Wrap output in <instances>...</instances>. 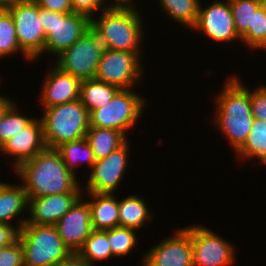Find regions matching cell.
<instances>
[{
  "label": "cell",
  "mask_w": 266,
  "mask_h": 266,
  "mask_svg": "<svg viewBox=\"0 0 266 266\" xmlns=\"http://www.w3.org/2000/svg\"><path fill=\"white\" fill-rule=\"evenodd\" d=\"M40 8L58 13H72L70 0H34Z\"/></svg>",
  "instance_id": "cell-37"
},
{
  "label": "cell",
  "mask_w": 266,
  "mask_h": 266,
  "mask_svg": "<svg viewBox=\"0 0 266 266\" xmlns=\"http://www.w3.org/2000/svg\"><path fill=\"white\" fill-rule=\"evenodd\" d=\"M24 266H54L71 251L54 225L24 224L19 231Z\"/></svg>",
  "instance_id": "cell-5"
},
{
  "label": "cell",
  "mask_w": 266,
  "mask_h": 266,
  "mask_svg": "<svg viewBox=\"0 0 266 266\" xmlns=\"http://www.w3.org/2000/svg\"><path fill=\"white\" fill-rule=\"evenodd\" d=\"M22 53L24 59H31L20 49L17 42L13 16L8 9H0V58Z\"/></svg>",
  "instance_id": "cell-28"
},
{
  "label": "cell",
  "mask_w": 266,
  "mask_h": 266,
  "mask_svg": "<svg viewBox=\"0 0 266 266\" xmlns=\"http://www.w3.org/2000/svg\"><path fill=\"white\" fill-rule=\"evenodd\" d=\"M25 0H0V9H8L9 7Z\"/></svg>",
  "instance_id": "cell-41"
},
{
  "label": "cell",
  "mask_w": 266,
  "mask_h": 266,
  "mask_svg": "<svg viewBox=\"0 0 266 266\" xmlns=\"http://www.w3.org/2000/svg\"><path fill=\"white\" fill-rule=\"evenodd\" d=\"M234 153L241 161L254 157L262 163L266 159V121L255 119L245 143Z\"/></svg>",
  "instance_id": "cell-25"
},
{
  "label": "cell",
  "mask_w": 266,
  "mask_h": 266,
  "mask_svg": "<svg viewBox=\"0 0 266 266\" xmlns=\"http://www.w3.org/2000/svg\"><path fill=\"white\" fill-rule=\"evenodd\" d=\"M141 55L143 53L105 49L95 79L119 89H133L143 77Z\"/></svg>",
  "instance_id": "cell-10"
},
{
  "label": "cell",
  "mask_w": 266,
  "mask_h": 266,
  "mask_svg": "<svg viewBox=\"0 0 266 266\" xmlns=\"http://www.w3.org/2000/svg\"><path fill=\"white\" fill-rule=\"evenodd\" d=\"M83 196L54 225L63 244L72 253H77L93 231L90 207Z\"/></svg>",
  "instance_id": "cell-15"
},
{
  "label": "cell",
  "mask_w": 266,
  "mask_h": 266,
  "mask_svg": "<svg viewBox=\"0 0 266 266\" xmlns=\"http://www.w3.org/2000/svg\"><path fill=\"white\" fill-rule=\"evenodd\" d=\"M120 89L104 81L93 79L82 80L80 84L79 100L89 113L110 102Z\"/></svg>",
  "instance_id": "cell-23"
},
{
  "label": "cell",
  "mask_w": 266,
  "mask_h": 266,
  "mask_svg": "<svg viewBox=\"0 0 266 266\" xmlns=\"http://www.w3.org/2000/svg\"><path fill=\"white\" fill-rule=\"evenodd\" d=\"M146 201L136 195H127L119 200V226L142 229L146 223L152 220Z\"/></svg>",
  "instance_id": "cell-22"
},
{
  "label": "cell",
  "mask_w": 266,
  "mask_h": 266,
  "mask_svg": "<svg viewBox=\"0 0 266 266\" xmlns=\"http://www.w3.org/2000/svg\"><path fill=\"white\" fill-rule=\"evenodd\" d=\"M46 148L43 137V125L37 117L24 129L11 137L0 148L3 155L14 157L12 170H15L21 163L32 159L36 154Z\"/></svg>",
  "instance_id": "cell-16"
},
{
  "label": "cell",
  "mask_w": 266,
  "mask_h": 266,
  "mask_svg": "<svg viewBox=\"0 0 266 266\" xmlns=\"http://www.w3.org/2000/svg\"><path fill=\"white\" fill-rule=\"evenodd\" d=\"M145 252L140 266H193L191 226L177 229Z\"/></svg>",
  "instance_id": "cell-13"
},
{
  "label": "cell",
  "mask_w": 266,
  "mask_h": 266,
  "mask_svg": "<svg viewBox=\"0 0 266 266\" xmlns=\"http://www.w3.org/2000/svg\"><path fill=\"white\" fill-rule=\"evenodd\" d=\"M84 193L52 194L28 198V214L25 224L55 225Z\"/></svg>",
  "instance_id": "cell-18"
},
{
  "label": "cell",
  "mask_w": 266,
  "mask_h": 266,
  "mask_svg": "<svg viewBox=\"0 0 266 266\" xmlns=\"http://www.w3.org/2000/svg\"><path fill=\"white\" fill-rule=\"evenodd\" d=\"M99 17V18H95ZM91 19V29L105 49L143 53V20L137 9L107 8ZM143 24V25H142ZM142 51V52H141Z\"/></svg>",
  "instance_id": "cell-3"
},
{
  "label": "cell",
  "mask_w": 266,
  "mask_h": 266,
  "mask_svg": "<svg viewBox=\"0 0 266 266\" xmlns=\"http://www.w3.org/2000/svg\"><path fill=\"white\" fill-rule=\"evenodd\" d=\"M70 4L73 12L88 16L90 19L108 8L103 0H70Z\"/></svg>",
  "instance_id": "cell-34"
},
{
  "label": "cell",
  "mask_w": 266,
  "mask_h": 266,
  "mask_svg": "<svg viewBox=\"0 0 266 266\" xmlns=\"http://www.w3.org/2000/svg\"><path fill=\"white\" fill-rule=\"evenodd\" d=\"M146 98L130 89H120L110 102L89 113V126L115 129L126 136L142 117Z\"/></svg>",
  "instance_id": "cell-6"
},
{
  "label": "cell",
  "mask_w": 266,
  "mask_h": 266,
  "mask_svg": "<svg viewBox=\"0 0 266 266\" xmlns=\"http://www.w3.org/2000/svg\"><path fill=\"white\" fill-rule=\"evenodd\" d=\"M13 171L22 181L28 198L83 193L77 177L66 167L56 149L46 147Z\"/></svg>",
  "instance_id": "cell-1"
},
{
  "label": "cell",
  "mask_w": 266,
  "mask_h": 266,
  "mask_svg": "<svg viewBox=\"0 0 266 266\" xmlns=\"http://www.w3.org/2000/svg\"><path fill=\"white\" fill-rule=\"evenodd\" d=\"M42 84L41 105L42 108L53 107L79 99L81 80L71 74L62 71L56 65L47 71Z\"/></svg>",
  "instance_id": "cell-17"
},
{
  "label": "cell",
  "mask_w": 266,
  "mask_h": 266,
  "mask_svg": "<svg viewBox=\"0 0 266 266\" xmlns=\"http://www.w3.org/2000/svg\"><path fill=\"white\" fill-rule=\"evenodd\" d=\"M137 230L127 227L108 229V244L114 257L127 256L138 245Z\"/></svg>",
  "instance_id": "cell-29"
},
{
  "label": "cell",
  "mask_w": 266,
  "mask_h": 266,
  "mask_svg": "<svg viewBox=\"0 0 266 266\" xmlns=\"http://www.w3.org/2000/svg\"><path fill=\"white\" fill-rule=\"evenodd\" d=\"M106 7L108 8H130V9H138L135 6L134 0H103ZM110 1L111 3H109ZM113 1V2H112ZM109 3V4H107Z\"/></svg>",
  "instance_id": "cell-39"
},
{
  "label": "cell",
  "mask_w": 266,
  "mask_h": 266,
  "mask_svg": "<svg viewBox=\"0 0 266 266\" xmlns=\"http://www.w3.org/2000/svg\"><path fill=\"white\" fill-rule=\"evenodd\" d=\"M129 142L128 139L107 157L95 161L90 170L91 173L87 175L86 189L82 188V191L114 194L123 181L125 170L128 169Z\"/></svg>",
  "instance_id": "cell-12"
},
{
  "label": "cell",
  "mask_w": 266,
  "mask_h": 266,
  "mask_svg": "<svg viewBox=\"0 0 266 266\" xmlns=\"http://www.w3.org/2000/svg\"><path fill=\"white\" fill-rule=\"evenodd\" d=\"M27 222V217H19L17 225H9L0 223V246H9L16 242L19 238V231Z\"/></svg>",
  "instance_id": "cell-36"
},
{
  "label": "cell",
  "mask_w": 266,
  "mask_h": 266,
  "mask_svg": "<svg viewBox=\"0 0 266 266\" xmlns=\"http://www.w3.org/2000/svg\"><path fill=\"white\" fill-rule=\"evenodd\" d=\"M43 110L40 119L47 148L56 149L63 143L85 137L89 128V111L79 99Z\"/></svg>",
  "instance_id": "cell-4"
},
{
  "label": "cell",
  "mask_w": 266,
  "mask_h": 266,
  "mask_svg": "<svg viewBox=\"0 0 266 266\" xmlns=\"http://www.w3.org/2000/svg\"><path fill=\"white\" fill-rule=\"evenodd\" d=\"M4 246H0V252L3 250Z\"/></svg>",
  "instance_id": "cell-44"
},
{
  "label": "cell",
  "mask_w": 266,
  "mask_h": 266,
  "mask_svg": "<svg viewBox=\"0 0 266 266\" xmlns=\"http://www.w3.org/2000/svg\"><path fill=\"white\" fill-rule=\"evenodd\" d=\"M261 1V6L265 9L266 11V0H260Z\"/></svg>",
  "instance_id": "cell-42"
},
{
  "label": "cell",
  "mask_w": 266,
  "mask_h": 266,
  "mask_svg": "<svg viewBox=\"0 0 266 266\" xmlns=\"http://www.w3.org/2000/svg\"><path fill=\"white\" fill-rule=\"evenodd\" d=\"M93 230H108L119 226V200L114 194L87 192Z\"/></svg>",
  "instance_id": "cell-19"
},
{
  "label": "cell",
  "mask_w": 266,
  "mask_h": 266,
  "mask_svg": "<svg viewBox=\"0 0 266 266\" xmlns=\"http://www.w3.org/2000/svg\"><path fill=\"white\" fill-rule=\"evenodd\" d=\"M18 185L0 181V223L13 225V219L28 212L27 192L22 184Z\"/></svg>",
  "instance_id": "cell-20"
},
{
  "label": "cell",
  "mask_w": 266,
  "mask_h": 266,
  "mask_svg": "<svg viewBox=\"0 0 266 266\" xmlns=\"http://www.w3.org/2000/svg\"><path fill=\"white\" fill-rule=\"evenodd\" d=\"M233 75L225 80L215 98L213 123L236 152L245 143L255 119L251 108V90L244 86L236 74Z\"/></svg>",
  "instance_id": "cell-2"
},
{
  "label": "cell",
  "mask_w": 266,
  "mask_h": 266,
  "mask_svg": "<svg viewBox=\"0 0 266 266\" xmlns=\"http://www.w3.org/2000/svg\"><path fill=\"white\" fill-rule=\"evenodd\" d=\"M261 164H265V166H266V159Z\"/></svg>",
  "instance_id": "cell-43"
},
{
  "label": "cell",
  "mask_w": 266,
  "mask_h": 266,
  "mask_svg": "<svg viewBox=\"0 0 266 266\" xmlns=\"http://www.w3.org/2000/svg\"><path fill=\"white\" fill-rule=\"evenodd\" d=\"M77 254L89 266L96 265L94 262L112 258L113 254L108 244V230H93Z\"/></svg>",
  "instance_id": "cell-26"
},
{
  "label": "cell",
  "mask_w": 266,
  "mask_h": 266,
  "mask_svg": "<svg viewBox=\"0 0 266 266\" xmlns=\"http://www.w3.org/2000/svg\"><path fill=\"white\" fill-rule=\"evenodd\" d=\"M46 34L44 53L57 57L91 29V19L79 13H58L39 7Z\"/></svg>",
  "instance_id": "cell-7"
},
{
  "label": "cell",
  "mask_w": 266,
  "mask_h": 266,
  "mask_svg": "<svg viewBox=\"0 0 266 266\" xmlns=\"http://www.w3.org/2000/svg\"><path fill=\"white\" fill-rule=\"evenodd\" d=\"M61 155L62 160L66 167L76 175V167L84 162H87L90 170L95 163L96 158L92 151L91 146L88 144L86 138H82L75 141H70L61 144L56 148ZM80 163V164H79Z\"/></svg>",
  "instance_id": "cell-24"
},
{
  "label": "cell",
  "mask_w": 266,
  "mask_h": 266,
  "mask_svg": "<svg viewBox=\"0 0 266 266\" xmlns=\"http://www.w3.org/2000/svg\"><path fill=\"white\" fill-rule=\"evenodd\" d=\"M85 138L91 146L96 160L107 157L128 140L123 132L92 126H89Z\"/></svg>",
  "instance_id": "cell-21"
},
{
  "label": "cell",
  "mask_w": 266,
  "mask_h": 266,
  "mask_svg": "<svg viewBox=\"0 0 266 266\" xmlns=\"http://www.w3.org/2000/svg\"><path fill=\"white\" fill-rule=\"evenodd\" d=\"M8 10L13 16L20 49L31 61L40 58L44 54L46 34L39 17V5L34 0H25Z\"/></svg>",
  "instance_id": "cell-9"
},
{
  "label": "cell",
  "mask_w": 266,
  "mask_h": 266,
  "mask_svg": "<svg viewBox=\"0 0 266 266\" xmlns=\"http://www.w3.org/2000/svg\"><path fill=\"white\" fill-rule=\"evenodd\" d=\"M201 0H159L161 10L167 13L169 19L191 29L198 17Z\"/></svg>",
  "instance_id": "cell-27"
},
{
  "label": "cell",
  "mask_w": 266,
  "mask_h": 266,
  "mask_svg": "<svg viewBox=\"0 0 266 266\" xmlns=\"http://www.w3.org/2000/svg\"><path fill=\"white\" fill-rule=\"evenodd\" d=\"M251 108L254 119L266 121V86L251 90Z\"/></svg>",
  "instance_id": "cell-35"
},
{
  "label": "cell",
  "mask_w": 266,
  "mask_h": 266,
  "mask_svg": "<svg viewBox=\"0 0 266 266\" xmlns=\"http://www.w3.org/2000/svg\"><path fill=\"white\" fill-rule=\"evenodd\" d=\"M0 266H24L23 249L19 239L0 252Z\"/></svg>",
  "instance_id": "cell-33"
},
{
  "label": "cell",
  "mask_w": 266,
  "mask_h": 266,
  "mask_svg": "<svg viewBox=\"0 0 266 266\" xmlns=\"http://www.w3.org/2000/svg\"><path fill=\"white\" fill-rule=\"evenodd\" d=\"M193 266H230L237 259L236 248L202 224L191 225Z\"/></svg>",
  "instance_id": "cell-11"
},
{
  "label": "cell",
  "mask_w": 266,
  "mask_h": 266,
  "mask_svg": "<svg viewBox=\"0 0 266 266\" xmlns=\"http://www.w3.org/2000/svg\"><path fill=\"white\" fill-rule=\"evenodd\" d=\"M241 42L253 50H266V11L262 6L254 13L252 27L241 37Z\"/></svg>",
  "instance_id": "cell-32"
},
{
  "label": "cell",
  "mask_w": 266,
  "mask_h": 266,
  "mask_svg": "<svg viewBox=\"0 0 266 266\" xmlns=\"http://www.w3.org/2000/svg\"><path fill=\"white\" fill-rule=\"evenodd\" d=\"M235 30L241 38L252 27L254 13L261 7L260 0H229Z\"/></svg>",
  "instance_id": "cell-30"
},
{
  "label": "cell",
  "mask_w": 266,
  "mask_h": 266,
  "mask_svg": "<svg viewBox=\"0 0 266 266\" xmlns=\"http://www.w3.org/2000/svg\"><path fill=\"white\" fill-rule=\"evenodd\" d=\"M54 266H89L77 253H70Z\"/></svg>",
  "instance_id": "cell-38"
},
{
  "label": "cell",
  "mask_w": 266,
  "mask_h": 266,
  "mask_svg": "<svg viewBox=\"0 0 266 266\" xmlns=\"http://www.w3.org/2000/svg\"><path fill=\"white\" fill-rule=\"evenodd\" d=\"M35 118L25 116L18 111V105L13 103L0 120V148L11 137L29 125Z\"/></svg>",
  "instance_id": "cell-31"
},
{
  "label": "cell",
  "mask_w": 266,
  "mask_h": 266,
  "mask_svg": "<svg viewBox=\"0 0 266 266\" xmlns=\"http://www.w3.org/2000/svg\"><path fill=\"white\" fill-rule=\"evenodd\" d=\"M191 29L198 30L199 33L203 32L206 37L221 44L241 41L235 30L229 0H215L204 7L200 2L198 17Z\"/></svg>",
  "instance_id": "cell-14"
},
{
  "label": "cell",
  "mask_w": 266,
  "mask_h": 266,
  "mask_svg": "<svg viewBox=\"0 0 266 266\" xmlns=\"http://www.w3.org/2000/svg\"><path fill=\"white\" fill-rule=\"evenodd\" d=\"M104 50V44L90 29L71 47L59 54L54 64L81 81L93 79Z\"/></svg>",
  "instance_id": "cell-8"
},
{
  "label": "cell",
  "mask_w": 266,
  "mask_h": 266,
  "mask_svg": "<svg viewBox=\"0 0 266 266\" xmlns=\"http://www.w3.org/2000/svg\"><path fill=\"white\" fill-rule=\"evenodd\" d=\"M1 83V82H0ZM14 103L13 100H11L10 98H6L4 96H0V120L2 118V116L4 115V113L6 112V110Z\"/></svg>",
  "instance_id": "cell-40"
}]
</instances>
